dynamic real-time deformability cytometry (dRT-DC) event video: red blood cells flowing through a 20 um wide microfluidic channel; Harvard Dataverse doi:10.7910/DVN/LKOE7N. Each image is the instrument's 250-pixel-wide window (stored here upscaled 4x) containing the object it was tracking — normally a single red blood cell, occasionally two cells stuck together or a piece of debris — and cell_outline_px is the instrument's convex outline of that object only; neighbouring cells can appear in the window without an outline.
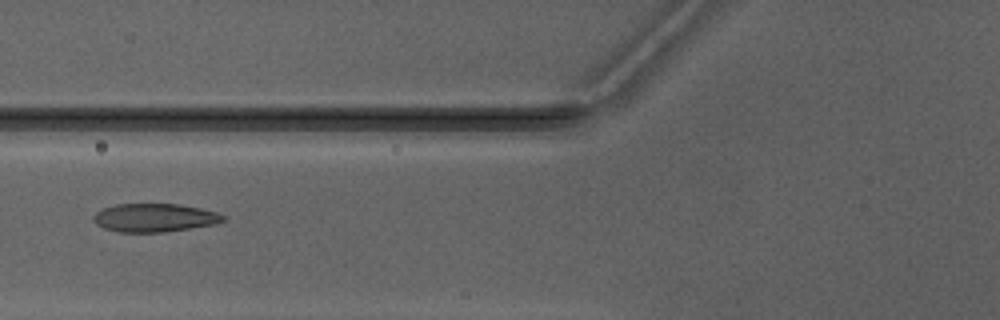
{"species": "Egyptian fruit bat (a non-hibernating species)", "species_latin": "Rousettus aegyptiacus", "temperature_condition": "warm", "stored_images_in_passage": 6, "camera_frame_rate_fps": 3000, "um_per_image_px": 0.085, "animal": {"sex": "male"}, "frame": {"image": 1, "passage_image": 6, "time_ms": 6.667, "image_size_px": [1000, 320], "cell_outline_px": [[224, 220], [216, 224], [164, 232], [120, 232], [104, 228], [96, 224], [92, 220], [92, 216], [96, 212], [104, 208], [116, 204], [180, 204], [200, 208], [216, 212], [224, 216]], "centroid_in_image_um": [13.11, 18.5], "position_along_channel_um": 112.7, "area_um2": 21.39}}